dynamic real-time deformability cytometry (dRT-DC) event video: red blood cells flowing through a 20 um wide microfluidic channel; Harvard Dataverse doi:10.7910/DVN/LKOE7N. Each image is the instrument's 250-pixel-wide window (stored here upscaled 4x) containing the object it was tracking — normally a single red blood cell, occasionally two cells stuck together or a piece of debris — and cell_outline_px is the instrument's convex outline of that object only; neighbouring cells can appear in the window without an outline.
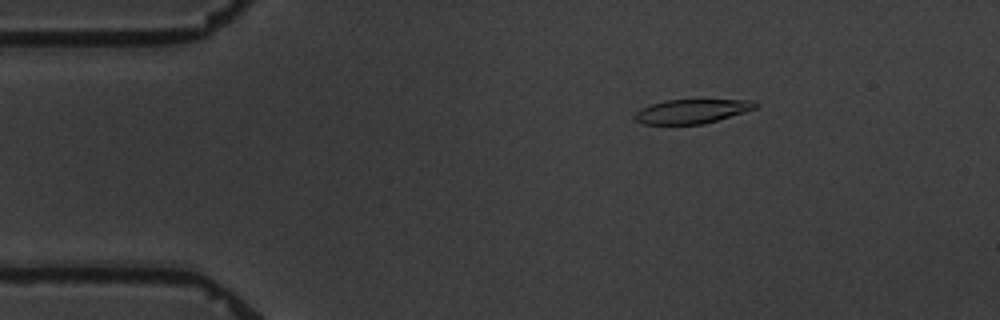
{"species": "common noctule bat (a hibernating species)", "species_latin": "Nyctalus noctula", "temperature_condition": "warm", "stored_images_in_passage": 5, "camera_frame_rate_fps": 3000, "um_per_image_px": 0.085, "animal": {"sex": "male", "body_mass_g": 19.5, "forearm_length_mm": 54.6}, "frame": {"image": 1, "passage_image": 3, "time_ms": 2.333, "image_size_px": [1000, 320], "cell_outline_px": [[760, 104], [756, 108], [744, 112], [704, 124], [644, 124], [636, 120], [632, 116], [636, 112], [652, 104], [664, 100], [756, 100]], "centroid_in_image_um": [58.84, 9.46], "position_along_channel_um": 26.2, "area_um2": 16.88}}